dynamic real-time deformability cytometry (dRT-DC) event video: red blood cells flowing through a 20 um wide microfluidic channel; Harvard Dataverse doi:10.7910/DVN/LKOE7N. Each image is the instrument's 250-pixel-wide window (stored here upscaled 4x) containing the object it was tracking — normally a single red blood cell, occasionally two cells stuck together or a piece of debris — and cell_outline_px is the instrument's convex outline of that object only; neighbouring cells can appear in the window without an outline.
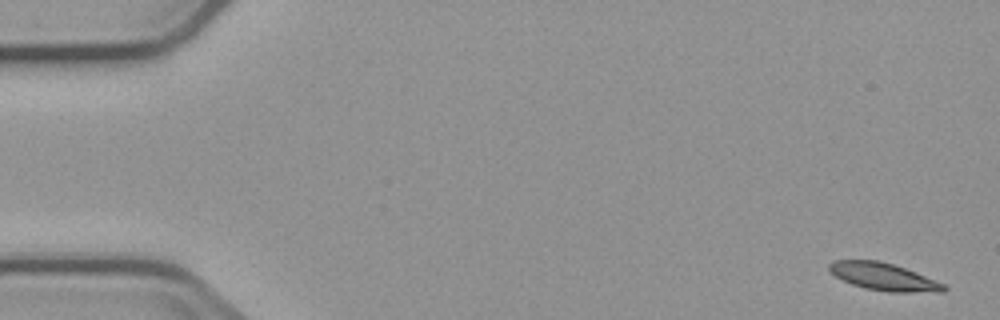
{"species": "common noctule bat (a hibernating species)", "species_latin": "Nyctalus noctula", "temperature_condition": "cold", "stored_images_in_passage": 4, "camera_frame_rate_fps": 3000, "um_per_image_px": 0.085, "animal": {"sex": "male", "body_mass_g": 23.1, "forearm_length_mm": 52.7}, "frame": {"image": 1, "passage_image": 1, "time_ms": 0.0, "image_size_px": [1000, 320], "cell_outline_px": [[948, 288], [944, 292], [888, 292], [864, 288], [852, 284], [828, 272], [828, 264], [832, 260], [880, 260], [904, 268], [944, 284]], "centroid_in_image_um": [75.07, 23.52], "position_along_channel_um": 9.9, "area_um2": 18.26}}
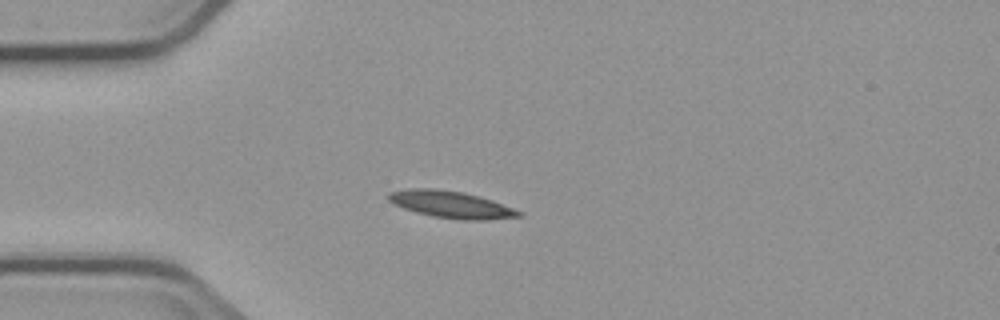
{"frame": {"image": 2, "passage_image": 4, "time_ms": 4.333, "image_size_px": [1000, 320], "cell_outline_px": [[524, 216], [488, 220], [460, 220], [432, 216], [416, 212], [404, 208], [388, 200], [388, 192], [408, 188], [432, 188], [464, 192], [492, 200], [524, 212]], "centroid_in_image_um": [38.38, 17.39], "position_along_channel_um": 46.6, "area_um2": 20.58}}